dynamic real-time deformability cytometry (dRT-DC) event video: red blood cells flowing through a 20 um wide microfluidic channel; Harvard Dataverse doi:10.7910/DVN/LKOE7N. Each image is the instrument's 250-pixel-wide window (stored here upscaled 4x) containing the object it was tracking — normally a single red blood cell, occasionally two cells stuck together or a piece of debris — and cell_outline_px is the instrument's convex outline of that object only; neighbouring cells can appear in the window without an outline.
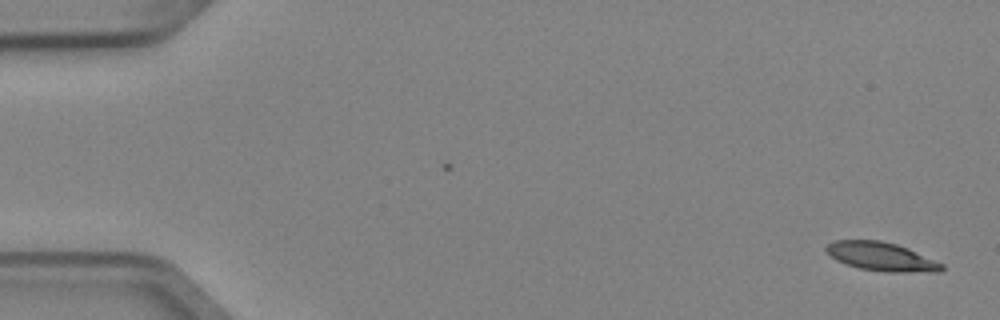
{"species": "Egyptian fruit bat (a non-hibernating species)", "species_latin": "Rousettus aegyptiacus", "temperature_condition": "cold", "stored_images_in_passage": 4, "camera_frame_rate_fps": 3000, "um_per_image_px": 0.085, "animal": {"sex": "female"}, "frame": {"image": 1, "passage_image": 4, "time_ms": 1.0, "image_size_px": [1000, 320], "cell_outline_px": [[944, 268], [940, 272], [884, 272], [860, 268], [836, 260], [824, 248], [828, 244], [836, 240], [880, 240], [896, 244], [908, 248], [944, 264]], "centroid_in_image_um": [74.95, 21.81], "position_along_channel_um": 10.0, "area_um2": 19.19}}